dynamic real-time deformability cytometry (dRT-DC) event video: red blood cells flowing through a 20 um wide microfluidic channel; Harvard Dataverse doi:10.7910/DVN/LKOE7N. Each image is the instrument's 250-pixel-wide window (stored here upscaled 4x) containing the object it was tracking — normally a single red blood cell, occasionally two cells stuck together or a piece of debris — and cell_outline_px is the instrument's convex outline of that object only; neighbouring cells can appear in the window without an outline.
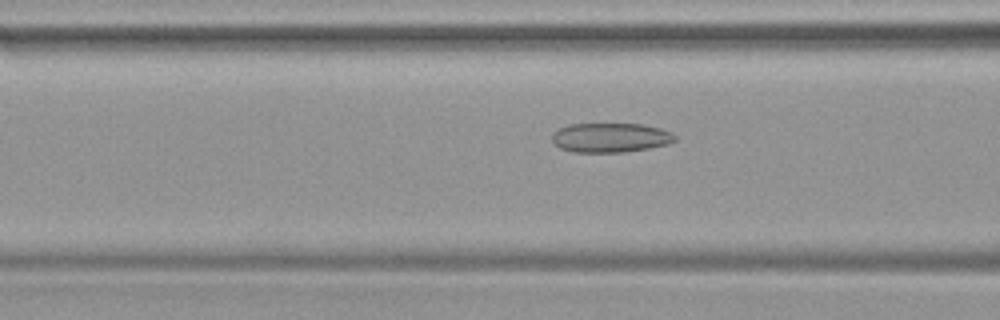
{"species": "common noctule bat (a hibernating species)", "species_latin": "Nyctalus noctula", "temperature_condition": "warm", "stored_images_in_passage": 48, "camera_frame_rate_fps": 3000, "um_per_image_px": 0.085, "animal": {"sex": "female", "body_mass_g": 19.9}, "frame": {"image": 1, "passage_image": 19, "time_ms": 6.0, "image_size_px": [1000, 320], "cell_outline_px": [[676, 140], [668, 144], [648, 148], [624, 152], [572, 152], [560, 148], [552, 140], [552, 132], [568, 124], [644, 124], [660, 128], [672, 132], [676, 136]], "centroid_in_image_um": [51.89, 11.69], "position_along_channel_um": 114.7, "area_um2": 21.15}}
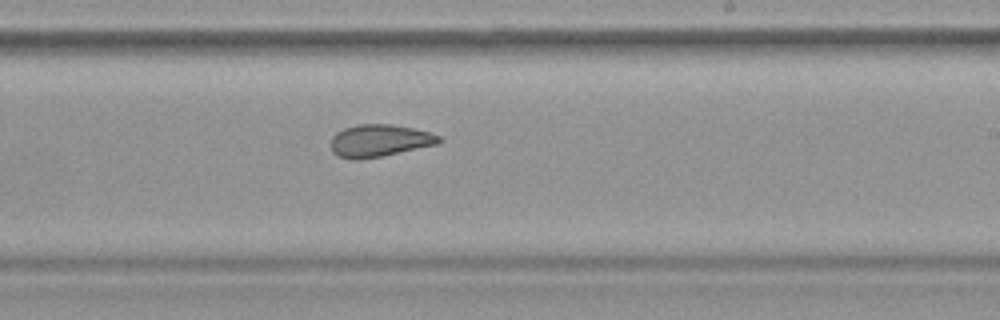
{"frame": {"image": 2, "passage_image": 29, "time_ms": 9.333, "image_size_px": [1000, 320], "cell_outline_px": [[444, 140], [440, 144], [380, 156], [356, 160], [352, 160], [340, 156], [332, 152], [332, 136], [336, 132], [344, 128], [356, 124], [392, 124], [432, 132], [440, 136]], "centroid_in_image_um": [32.3, 11.94], "position_along_channel_um": 256.7, "area_um2": 20.46}}
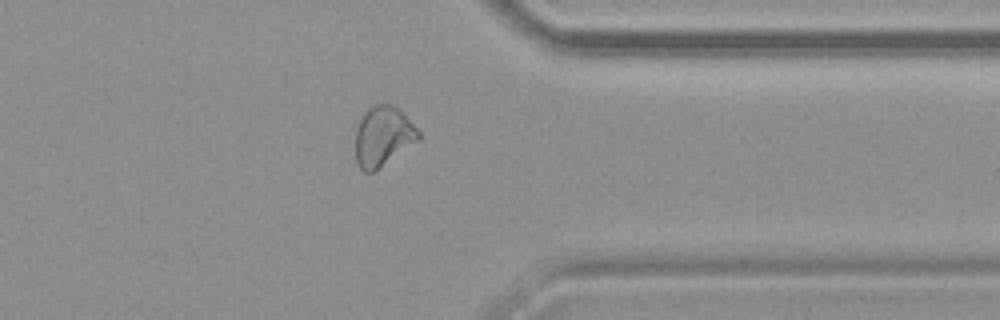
{"frame": {"image": 3, "passage_image": 38, "time_ms": 12.333, "image_size_px": [1000, 320], "cell_outline_px": [[420, 136], [416, 140], [372, 172], [364, 172], [360, 168], [356, 160], [356, 128], [364, 112], [368, 108], [376, 104], [392, 104], [400, 108], [420, 132]], "centroid_in_image_um": [32.53, 11.53], "position_along_channel_um": 378.9, "area_um2": 21.44}}